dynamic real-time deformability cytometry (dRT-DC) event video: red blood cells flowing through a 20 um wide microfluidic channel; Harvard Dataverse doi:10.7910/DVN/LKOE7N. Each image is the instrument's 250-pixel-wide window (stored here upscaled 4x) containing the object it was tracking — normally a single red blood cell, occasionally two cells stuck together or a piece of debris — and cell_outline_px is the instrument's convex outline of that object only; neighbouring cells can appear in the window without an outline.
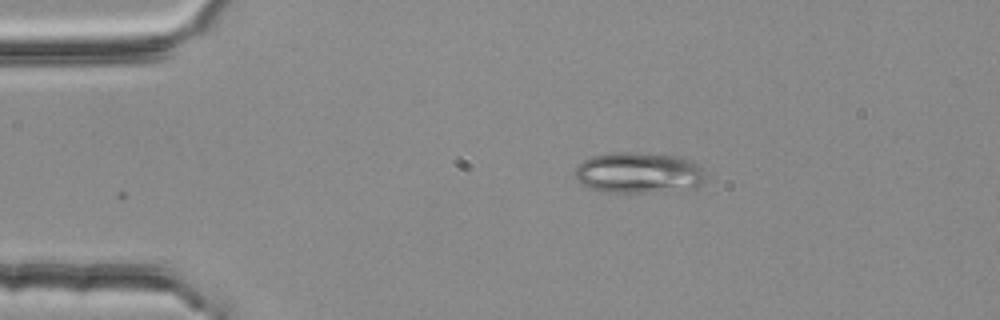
{"species": "common noctule bat (a hibernating species)", "species_latin": "Nyctalus noctula", "temperature_condition": "room temperature", "stored_images_in_passage": 38, "camera_frame_rate_fps": 3000, "um_per_image_px": 0.085, "animal": {"sex": "female", "body_mass_g": 25.1}, "frame": {"image": 1, "passage_image": 1, "time_ms": 0.0, "image_size_px": [1000, 320], "cell_outline_px": [[704, 180], [696, 188], [652, 192], [608, 192], [588, 188], [580, 184], [576, 180], [576, 168], [584, 160], [592, 156], [612, 152], [636, 152], [684, 156], [696, 160], [700, 164], [704, 176]], "centroid_in_image_um": [54.33, 14.67], "position_along_channel_um": 30.7, "area_um2": 31.62}}
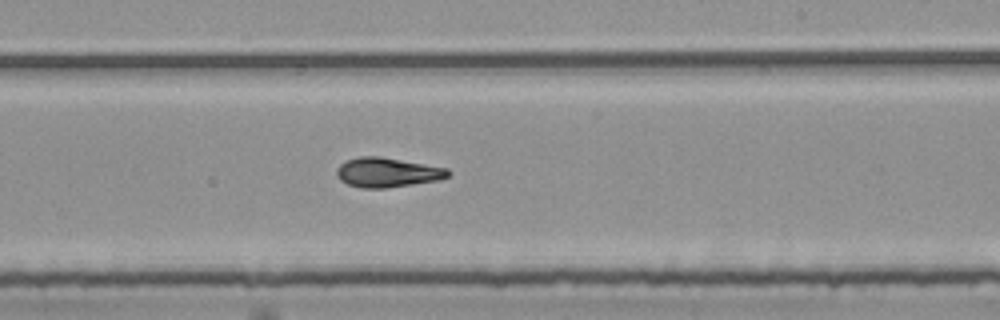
{"frame": {"image": 2, "passage_image": 23, "time_ms": 7.333, "image_size_px": [1000, 320], "cell_outline_px": [[452, 172], [448, 176], [440, 180], [384, 188], [360, 188], [348, 184], [340, 180], [336, 176], [336, 168], [340, 164], [348, 160], [360, 156], [380, 156], [448, 168]], "centroid_in_image_um": [32.92, 14.65], "position_along_channel_um": 256.1, "area_um2": 19.25}}
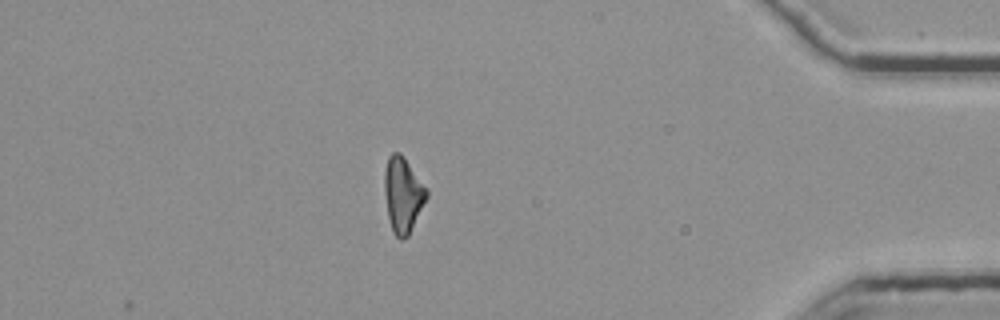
{"frame": {"image": 3, "passage_image": 38, "time_ms": 12.333, "image_size_px": [1000, 320], "cell_outline_px": [[428, 196], [408, 236], [404, 240], [400, 240], [392, 232], [388, 216], [384, 192], [384, 172], [388, 156], [392, 152], [400, 152], [404, 156], [428, 188]], "centroid_in_image_um": [34.25, 16.53], "position_along_channel_um": 401.0, "area_um2": 18.79}, "authors_computed_cell_mechanics": {"area_um2": 18.6405, "velocity_mm_per_s": 3.7799, "shape_relaxation_time_tau1_ms": 7.0008, "shape_relaxation_time_tau2_ms": 3.2799, "deformation_change_tau1": 0.1727, "deformation_change_tau2": 0.0899}}